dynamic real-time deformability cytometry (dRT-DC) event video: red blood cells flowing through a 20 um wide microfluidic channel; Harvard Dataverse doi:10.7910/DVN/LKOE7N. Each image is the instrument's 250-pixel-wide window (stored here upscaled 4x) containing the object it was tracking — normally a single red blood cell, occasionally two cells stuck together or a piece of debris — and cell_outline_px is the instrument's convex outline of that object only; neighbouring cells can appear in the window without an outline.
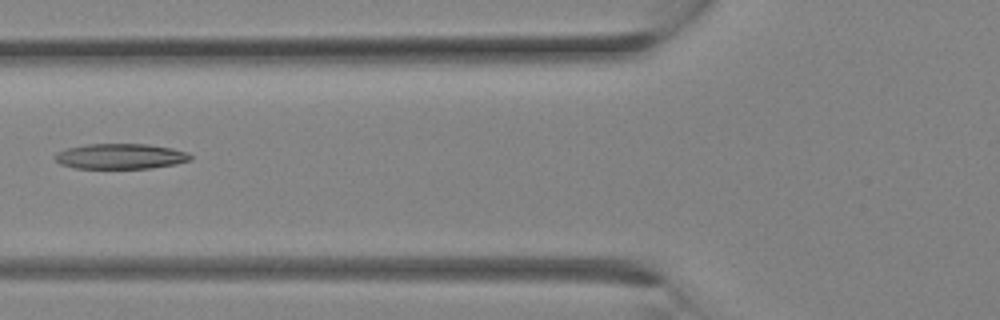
{"species": "Egyptian fruit bat (a non-hibernating species)", "species_latin": "Rousettus aegyptiacus", "temperature_condition": "room temperature", "stored_images_in_passage": 10, "camera_frame_rate_fps": 3000, "um_per_image_px": 0.085, "animal": {"sex": "female"}, "frame": {"image": 1, "passage_image": 9, "time_ms": 2.667, "image_size_px": [1000, 320], "cell_outline_px": [[192, 160], [176, 164], [152, 168], [76, 168], [60, 164], [52, 156], [56, 152], [68, 148], [88, 144], [148, 144], [172, 148], [188, 152], [192, 156]], "centroid_in_image_um": [10.26, 13.28], "position_along_channel_um": 115.5, "area_um2": 20.11}}